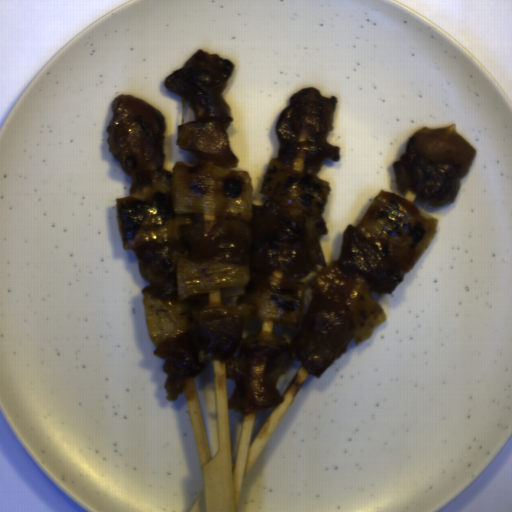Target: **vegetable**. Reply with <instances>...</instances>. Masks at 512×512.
Returning a JSON list of instances; mask_svg holds the SVG:
<instances>
[{"instance_id": "add77e79", "label": "vegetable", "mask_w": 512, "mask_h": 512, "mask_svg": "<svg viewBox=\"0 0 512 512\" xmlns=\"http://www.w3.org/2000/svg\"><path fill=\"white\" fill-rule=\"evenodd\" d=\"M175 279L178 300L142 294L148 335L156 347L161 338L188 331L205 319L239 317L242 325L276 320L301 326L303 282L252 274L246 263L187 256L175 260Z\"/></svg>"}, {"instance_id": "ea0f7189", "label": "vegetable", "mask_w": 512, "mask_h": 512, "mask_svg": "<svg viewBox=\"0 0 512 512\" xmlns=\"http://www.w3.org/2000/svg\"><path fill=\"white\" fill-rule=\"evenodd\" d=\"M171 184L155 182L139 194L116 198L122 245L181 239L180 227L231 218L252 224L254 186L249 171L199 162H175Z\"/></svg>"}, {"instance_id": "f7b5029e", "label": "vegetable", "mask_w": 512, "mask_h": 512, "mask_svg": "<svg viewBox=\"0 0 512 512\" xmlns=\"http://www.w3.org/2000/svg\"><path fill=\"white\" fill-rule=\"evenodd\" d=\"M259 193L302 219L313 267H325L319 236L328 231L323 213L330 197V184L315 173L295 170L284 161L272 158L267 162Z\"/></svg>"}, {"instance_id": "96ceb2fe", "label": "vegetable", "mask_w": 512, "mask_h": 512, "mask_svg": "<svg viewBox=\"0 0 512 512\" xmlns=\"http://www.w3.org/2000/svg\"><path fill=\"white\" fill-rule=\"evenodd\" d=\"M437 219L403 197L380 190L355 229L385 240L397 265L409 272L437 230Z\"/></svg>"}, {"instance_id": "f1789d4c", "label": "vegetable", "mask_w": 512, "mask_h": 512, "mask_svg": "<svg viewBox=\"0 0 512 512\" xmlns=\"http://www.w3.org/2000/svg\"><path fill=\"white\" fill-rule=\"evenodd\" d=\"M309 284L317 296L347 308L353 322L351 336L355 343L366 340L378 325L385 322L386 312L369 293L365 280L342 270L336 260L323 268Z\"/></svg>"}, {"instance_id": "8f37a823", "label": "vegetable", "mask_w": 512, "mask_h": 512, "mask_svg": "<svg viewBox=\"0 0 512 512\" xmlns=\"http://www.w3.org/2000/svg\"><path fill=\"white\" fill-rule=\"evenodd\" d=\"M415 150L427 160L459 167L462 177L472 166L476 148L448 127L423 126L414 131Z\"/></svg>"}]
</instances>
